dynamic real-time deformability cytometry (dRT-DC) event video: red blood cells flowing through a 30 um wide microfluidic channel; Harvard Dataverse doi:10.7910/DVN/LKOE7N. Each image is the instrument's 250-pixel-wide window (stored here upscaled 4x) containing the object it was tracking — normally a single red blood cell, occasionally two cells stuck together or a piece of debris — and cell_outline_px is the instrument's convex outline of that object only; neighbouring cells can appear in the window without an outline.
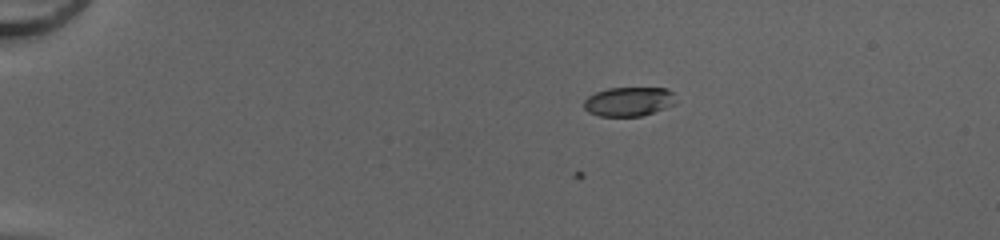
{"species": "common noctule bat (a hibernating species)", "species_latin": "Nyctalus noctula", "temperature_condition": "cold", "stored_images_in_passage": 6, "camera_frame_rate_fps": 3000, "um_per_image_px": 0.085, "animal": {"sex": "female", "body_mass_g": 20.0, "forearm_length_mm": 54.0}, "frame": {"image": 1, "passage_image": 6, "time_ms": 1.667, "image_size_px": [1000, 240], "cell_outline_px": [[676, 104], [640, 116], [600, 116], [588, 112], [584, 108], [584, 100], [588, 96], [596, 92], [608, 88], [668, 88], [672, 92]], "centroid_in_image_um": [53.43, 8.63], "position_along_channel_um": 31.6, "area_um2": 15.55}}